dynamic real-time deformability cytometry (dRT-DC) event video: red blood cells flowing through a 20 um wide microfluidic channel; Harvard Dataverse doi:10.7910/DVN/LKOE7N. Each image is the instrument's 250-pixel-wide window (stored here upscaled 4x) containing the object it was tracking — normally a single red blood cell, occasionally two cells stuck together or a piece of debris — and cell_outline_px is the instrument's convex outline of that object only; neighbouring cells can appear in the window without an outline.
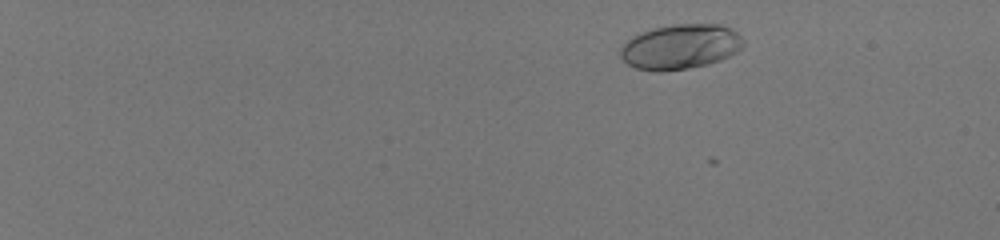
{"species": "human", "species_latin": "Homo sapiens", "temperature_condition": "room temperature", "stored_images_in_passage": 53, "camera_frame_rate_fps": 3000, "um_per_image_px": 0.085, "donor": {"sex": "male"}, "frame": {"image": 1, "passage_image": 6, "time_ms": 1.667, "image_size_px": [1000, 240], "cell_outline_px": [[744, 44], [736, 52], [720, 60], [708, 64], [688, 68], [660, 72], [636, 68], [628, 64], [620, 56], [620, 48], [632, 36], [652, 28], [672, 24], [720, 24], [732, 28], [744, 40]], "centroid_in_image_um": [57.83, 3.96], "position_along_channel_um": 27.2, "area_um2": 32.19}}
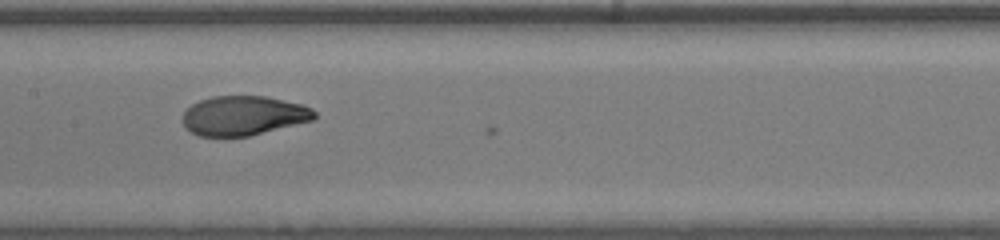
{"frame": {"image": 2, "passage_image": 31, "time_ms": 10.0, "image_size_px": [1000, 240], "cell_outline_px": [[316, 120], [248, 136], [200, 136], [192, 132], [184, 124], [184, 112], [192, 104], [200, 100], [212, 96], [264, 96], [300, 104], [312, 108], [316, 112]], "centroid_in_image_um": [20.74, 9.83], "position_along_channel_um": 186.7, "area_um2": 30.11}}
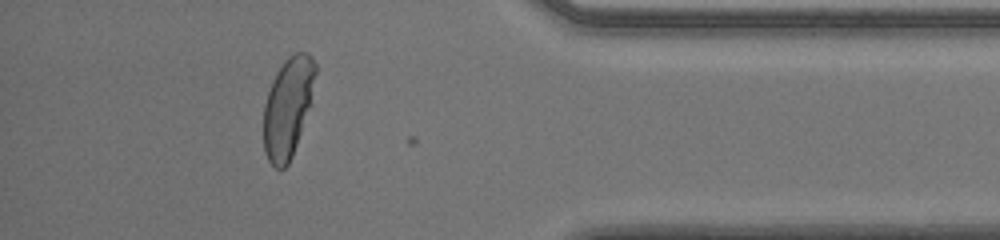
{"frame": {"image": 3, "passage_image": 49, "time_ms": 16.0, "image_size_px": [1000, 240], "cell_outline_px": [[316, 72], [308, 104], [300, 132], [292, 156], [288, 164], [284, 168], [276, 168], [268, 160], [264, 152], [264, 104], [272, 80], [276, 72], [284, 60], [288, 56], [296, 52], [308, 52], [312, 56], [316, 64]], "centroid_in_image_um": [24.43, 9.08], "position_along_channel_um": 410.8, "area_um2": 29.42}, "authors_computed_cell_mechanics": {"area_um2": 31.0386, "velocity_mm_per_s": 4.0278, "shape_relaxation_time_tau1_ms": 5.1055, "shape_relaxation_time_tau2_ms": null, "deformation_change_tau1": 0.2329, "deformation_change_tau2": null}}